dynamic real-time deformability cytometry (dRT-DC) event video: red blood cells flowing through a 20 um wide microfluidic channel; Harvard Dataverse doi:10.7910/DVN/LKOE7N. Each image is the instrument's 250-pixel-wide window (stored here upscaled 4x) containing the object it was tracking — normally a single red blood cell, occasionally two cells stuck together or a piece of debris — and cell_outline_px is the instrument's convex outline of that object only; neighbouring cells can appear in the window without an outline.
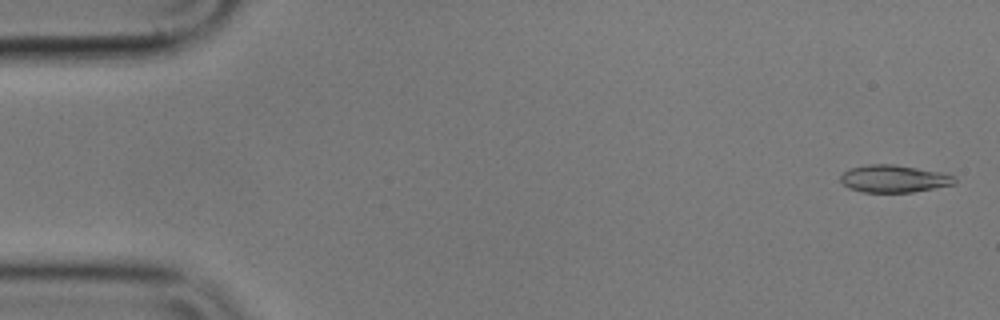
{"species": "common noctule bat (a hibernating species)", "species_latin": "Nyctalus noctula", "temperature_condition": "cold", "stored_images_in_passage": 55, "camera_frame_rate_fps": 3000, "um_per_image_px": 0.085, "animal": {"sex": "male", "body_mass_g": 17.9}, "frame": {"image": 1, "passage_image": 2, "time_ms": 0.333, "image_size_px": [1000, 320], "cell_outline_px": [[956, 184], [912, 192], [864, 192], [848, 188], [840, 180], [840, 176], [844, 172], [852, 168], [868, 164], [892, 164], [944, 172], [956, 176]], "centroid_in_image_um": [76.03, 15.19], "position_along_channel_um": 9.0, "area_um2": 18.26}}
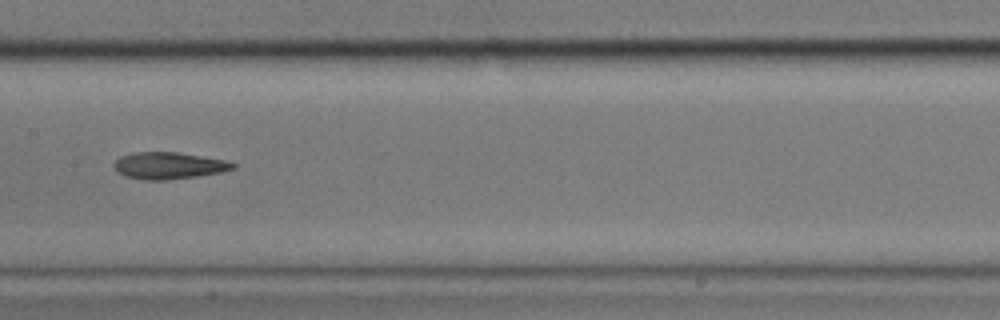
{"frame": {"image": 2, "passage_image": 27, "time_ms": 8.667, "image_size_px": [1000, 320], "cell_outline_px": [[236, 168], [220, 172], [196, 176], [164, 180], [144, 180], [124, 176], [116, 172], [112, 164], [120, 156], [132, 152], [176, 152], [224, 160], [236, 164]], "centroid_in_image_um": [14.27, 14.08], "position_along_channel_um": 193.1, "area_um2": 18.55}}
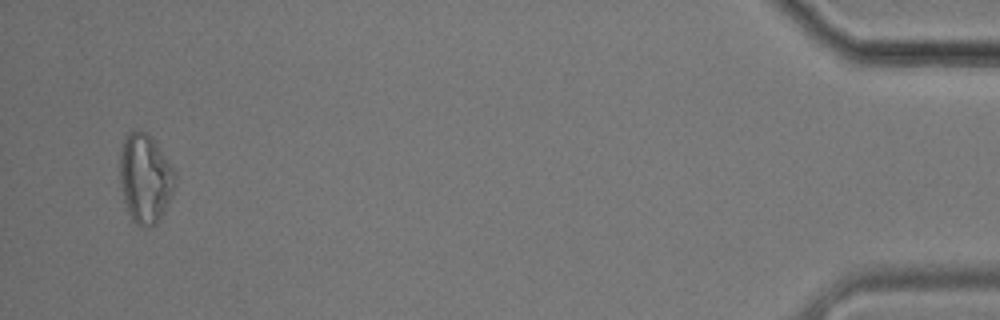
{"frame": {"image": 3, "passage_image": 53, "time_ms": 17.333, "image_size_px": [1000, 320], "cell_outline_px": [[176, 184], [156, 224], [144, 228], [136, 224], [132, 220], [128, 212], [124, 200], [120, 184], [120, 152], [124, 140], [128, 132], [132, 128], [140, 128], [148, 132], [168, 160], [176, 176]], "centroid_in_image_um": [12.31, 15.11], "position_along_channel_um": 422.9, "area_um2": 28.67}, "authors_computed_cell_mechanics": {"area_um2": 18.8428, "velocity_mm_per_s": 3.6082, "shape_relaxation_time_tau1_ms": null, "shape_relaxation_time_tau2_ms": 5.2785, "deformation_change_tau1": null, "deformation_change_tau2": 0.1372}}